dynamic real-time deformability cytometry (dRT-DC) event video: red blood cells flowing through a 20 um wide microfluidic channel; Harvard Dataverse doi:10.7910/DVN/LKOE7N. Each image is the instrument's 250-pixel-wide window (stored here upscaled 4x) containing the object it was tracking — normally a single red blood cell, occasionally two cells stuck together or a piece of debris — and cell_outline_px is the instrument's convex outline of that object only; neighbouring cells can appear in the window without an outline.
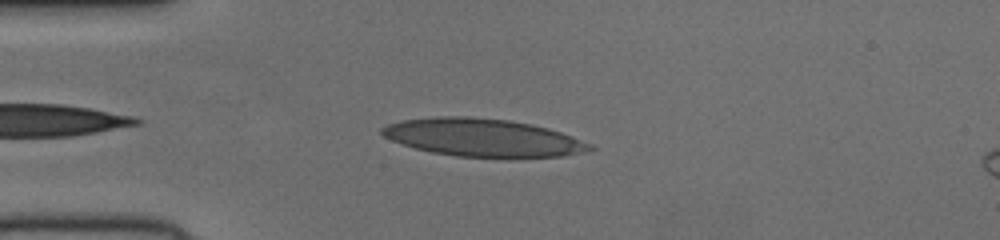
{"species": "human", "species_latin": "Homo sapiens", "temperature_condition": "cold", "stored_images_in_passage": 37, "camera_frame_rate_fps": 3000, "um_per_image_px": 0.085, "donor": {"sex": "female"}, "frame": {"image": 1, "passage_image": 3, "time_ms": 0.667, "image_size_px": [1000, 240], "cell_outline_px": [[596, 148], [588, 152], [564, 156], [456, 156], [432, 152], [416, 148], [392, 140], [384, 136], [380, 132], [380, 128], [388, 124], [404, 120], [436, 116], [468, 116], [508, 120], [532, 124], [548, 128], [572, 136], [592, 144]], "centroid_in_image_um": [41.07, 11.68], "position_along_channel_um": 43.9, "area_um2": 45.32}}
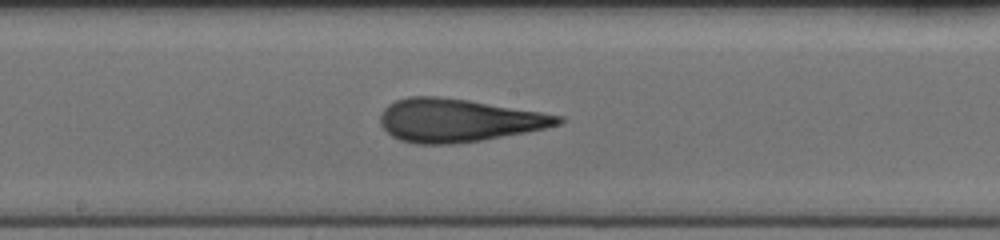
{"frame": {"image": 2, "passage_image": 17, "time_ms": 5.333, "image_size_px": [1000, 240], "cell_outline_px": [[564, 120], [560, 124], [544, 128], [524, 132], [480, 140], [452, 144], [416, 144], [400, 140], [392, 136], [380, 124], [380, 116], [384, 108], [388, 104], [396, 100], [408, 96], [436, 96], [468, 100], [564, 116]], "centroid_in_image_um": [38.91, 10.22], "position_along_channel_um": 209.3, "area_um2": 44.27}}
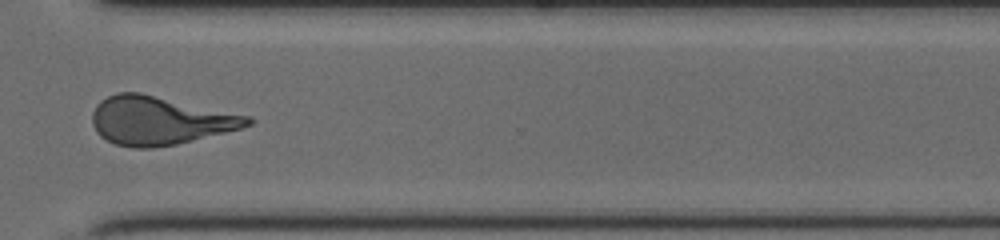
{"frame": {"image": 3, "passage_image": 28, "time_ms": 9.0, "image_size_px": [1000, 240], "cell_outline_px": [[252, 124], [240, 128], [176, 144], [152, 148], [132, 148], [116, 144], [100, 136], [96, 132], [92, 124], [92, 112], [96, 104], [100, 100], [116, 92], [140, 92], [252, 116]], "centroid_in_image_um": [13.54, 10.23], "position_along_channel_um": 357.1, "area_um2": 43.87}}